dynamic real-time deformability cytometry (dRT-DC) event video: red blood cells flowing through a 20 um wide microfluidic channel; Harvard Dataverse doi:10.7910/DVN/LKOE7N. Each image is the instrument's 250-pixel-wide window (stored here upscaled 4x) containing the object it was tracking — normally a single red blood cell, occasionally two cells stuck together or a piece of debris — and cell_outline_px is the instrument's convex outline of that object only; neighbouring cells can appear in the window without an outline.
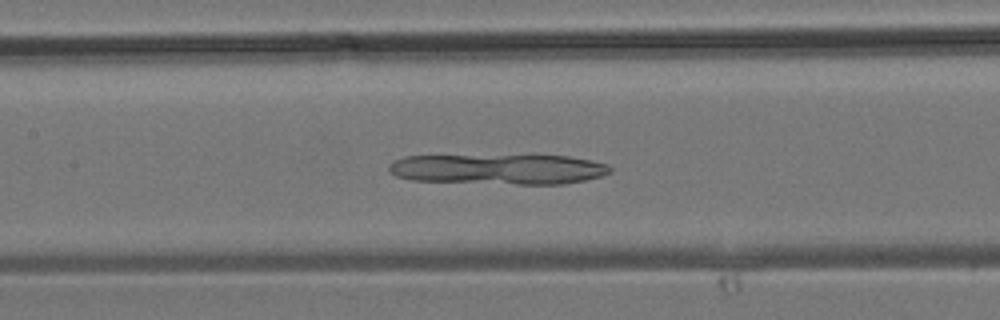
{"species": "common noctule bat (a hibernating species)", "species_latin": "Nyctalus noctula", "temperature_condition": "room temperature", "stored_images_in_passage": 27, "camera_frame_rate_fps": 3000, "um_per_image_px": 0.085, "animal": {"sex": "male", "body_mass_g": 19.2, "forearm_length_mm": 51.8}, "frame": {"image": 1, "passage_image": 10, "time_ms": 3.0, "image_size_px": [1000, 320], "cell_outline_px": [[612, 172], [600, 176], [584, 180], [564, 184], [516, 184], [412, 180], [396, 176], [388, 168], [388, 164], [392, 160], [404, 156], [536, 152], [568, 156], [592, 160], [608, 164], [612, 168]], "centroid_in_image_um": [42.41, 14.31], "position_along_channel_um": 165.0, "area_um2": 41.27}}
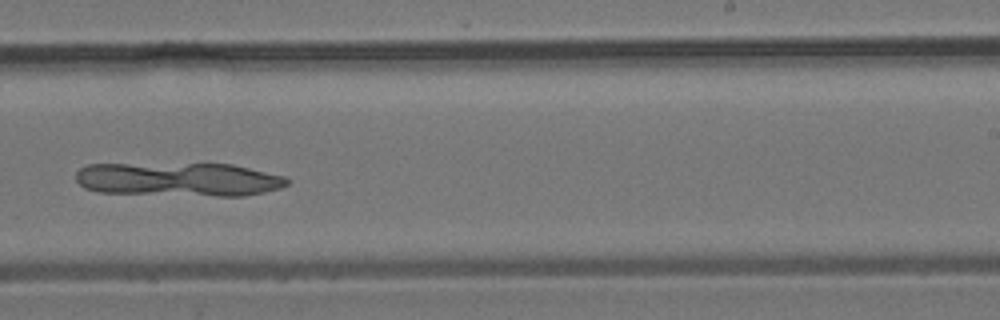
{"frame": {"image": 2, "passage_image": 16, "time_ms": 5.0, "image_size_px": [1000, 320], "cell_outline_px": [[292, 180], [288, 184], [280, 188], [264, 192], [244, 196], [216, 196], [100, 192], [84, 188], [76, 180], [76, 172], [80, 168], [88, 164], [208, 160], [232, 164], [284, 176]], "centroid_in_image_um": [15.2, 15.18], "position_along_channel_um": 273.8, "area_um2": 43.64}}
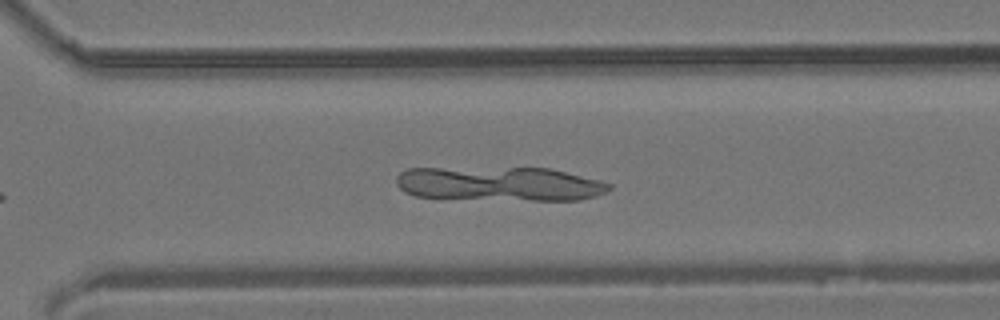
{"frame": {"image": 3, "passage_image": 19, "time_ms": 6.0, "image_size_px": [1000, 320], "cell_outline_px": [[612, 188], [596, 196], [580, 200], [532, 200], [416, 196], [404, 192], [396, 184], [396, 176], [400, 172], [408, 168], [548, 168], [600, 180], [612, 184]], "centroid_in_image_um": [42.48, 15.62], "position_along_channel_um": 328.1, "area_um2": 42.14}}